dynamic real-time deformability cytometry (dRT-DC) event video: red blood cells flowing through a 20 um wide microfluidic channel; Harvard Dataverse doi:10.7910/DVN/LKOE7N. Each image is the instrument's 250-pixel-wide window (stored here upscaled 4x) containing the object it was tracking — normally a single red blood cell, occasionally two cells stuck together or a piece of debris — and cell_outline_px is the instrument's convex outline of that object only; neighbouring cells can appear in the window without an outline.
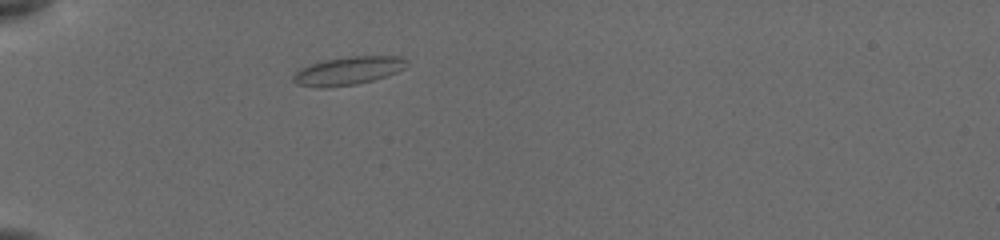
{"species": "common noctule bat (a hibernating species)", "species_latin": "Nyctalus noctula", "temperature_condition": "cold", "stored_images_in_passage": 38, "camera_frame_rate_fps": 3000, "um_per_image_px": 0.085, "animal": {"sex": "female", "body_mass_g": 19.5, "forearm_length_mm": 54.1}, "frame": {"image": 1, "passage_image": 1, "time_ms": 0.0, "image_size_px": [1000, 240], "cell_outline_px": [[404, 68], [388, 76], [356, 84], [324, 88], [316, 88], [296, 84], [292, 80], [292, 76], [300, 68], [324, 60], [348, 56], [400, 56], [404, 60]], "centroid_in_image_um": [29.52, 6.03], "position_along_channel_um": 55.5, "area_um2": 18.55}}
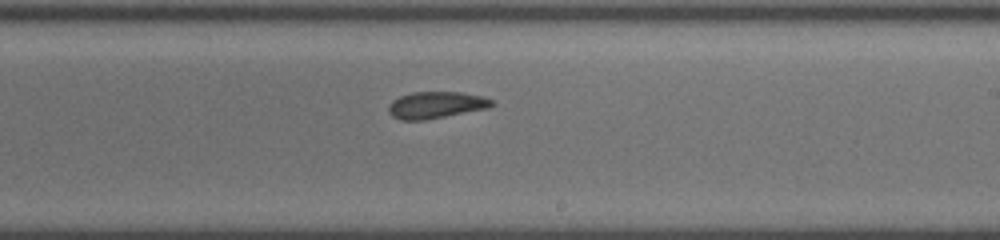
{"frame": {"image": 2, "passage_image": 18, "time_ms": 5.667, "image_size_px": [1000, 240], "cell_outline_px": [[496, 104], [488, 108], [424, 120], [400, 120], [392, 116], [388, 112], [388, 104], [392, 100], [400, 96], [412, 92], [460, 92], [484, 96], [492, 100]], "centroid_in_image_um": [37.05, 8.92], "position_along_channel_um": 252.0, "area_um2": 16.18}}
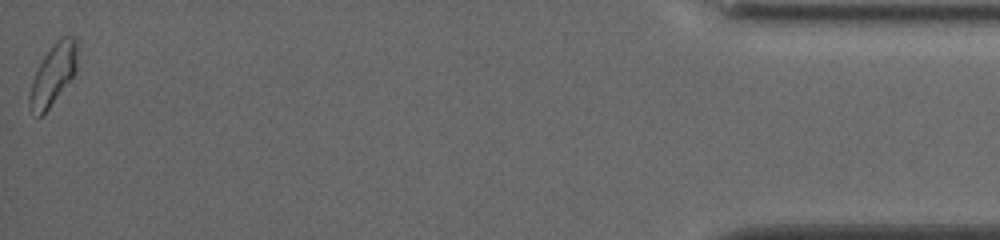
{"frame": {"image": 3, "passage_image": 38, "time_ms": 12.333, "image_size_px": [1000, 240], "cell_outline_px": [[76, 72], [48, 108], [40, 116], [36, 116], [28, 108], [28, 96], [32, 80], [44, 56], [56, 40], [60, 36], [76, 36]], "centroid_in_image_um": [4.49, 6.33], "position_along_channel_um": 430.7, "area_um2": 16.65}, "authors_computed_cell_mechanics": {"area_um2": 16.2996, "velocity_mm_per_s": 3.8424, "shape_relaxation_time_tau1_ms": null, "shape_relaxation_time_tau2_ms": 1.4579, "deformation_change_tau1": null, "deformation_change_tau2": 0.0644}}